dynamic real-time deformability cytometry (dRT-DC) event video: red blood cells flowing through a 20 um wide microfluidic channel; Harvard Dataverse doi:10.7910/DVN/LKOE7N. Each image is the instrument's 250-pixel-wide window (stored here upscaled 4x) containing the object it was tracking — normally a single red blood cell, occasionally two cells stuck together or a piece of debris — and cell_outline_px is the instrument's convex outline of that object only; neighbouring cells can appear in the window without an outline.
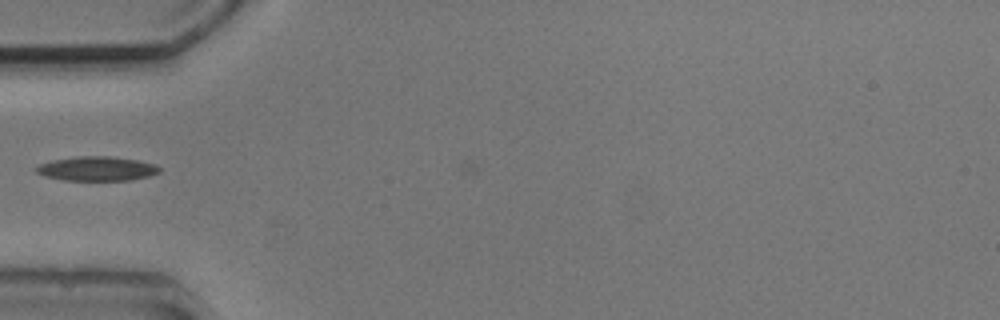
{"species": "common noctule bat (a hibernating species)", "species_latin": "Nyctalus noctula", "temperature_condition": "cold", "stored_images_in_passage": 5, "camera_frame_rate_fps": 3000, "um_per_image_px": 0.085, "animal": {"sex": "male", "body_mass_g": 20.5, "forearm_length_mm": 52.5}, "frame": {"image": 1, "passage_image": 4, "time_ms": 3.667, "image_size_px": [1000, 320], "cell_outline_px": [[160, 172], [148, 176], [128, 180], [64, 180], [44, 176], [36, 172], [36, 168], [40, 164], [52, 160], [76, 156], [112, 156], [136, 160], [156, 164], [160, 168]], "centroid_in_image_um": [8.23, 14.33], "position_along_channel_um": 76.8, "area_um2": 17.4}}